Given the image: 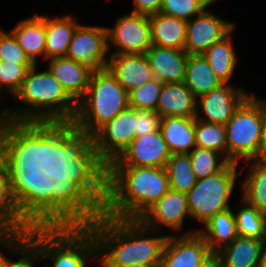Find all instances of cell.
<instances>
[{
  "instance_id": "cell-1",
  "label": "cell",
  "mask_w": 266,
  "mask_h": 267,
  "mask_svg": "<svg viewBox=\"0 0 266 267\" xmlns=\"http://www.w3.org/2000/svg\"><path fill=\"white\" fill-rule=\"evenodd\" d=\"M39 168L55 183L52 228L88 227L103 214L107 165L91 134L72 122H41Z\"/></svg>"
},
{
  "instance_id": "cell-2",
  "label": "cell",
  "mask_w": 266,
  "mask_h": 267,
  "mask_svg": "<svg viewBox=\"0 0 266 267\" xmlns=\"http://www.w3.org/2000/svg\"><path fill=\"white\" fill-rule=\"evenodd\" d=\"M88 228L95 236L96 256L102 267H126L132 264L160 267L168 235H160V231L146 228L138 220L103 214Z\"/></svg>"
},
{
  "instance_id": "cell-3",
  "label": "cell",
  "mask_w": 266,
  "mask_h": 267,
  "mask_svg": "<svg viewBox=\"0 0 266 267\" xmlns=\"http://www.w3.org/2000/svg\"><path fill=\"white\" fill-rule=\"evenodd\" d=\"M169 189L165 167L107 166L103 215L137 220Z\"/></svg>"
},
{
  "instance_id": "cell-4",
  "label": "cell",
  "mask_w": 266,
  "mask_h": 267,
  "mask_svg": "<svg viewBox=\"0 0 266 267\" xmlns=\"http://www.w3.org/2000/svg\"><path fill=\"white\" fill-rule=\"evenodd\" d=\"M34 64L26 73L14 99L26 104L23 108L7 107L0 119L17 122H73L77 103L47 70L38 72Z\"/></svg>"
},
{
  "instance_id": "cell-5",
  "label": "cell",
  "mask_w": 266,
  "mask_h": 267,
  "mask_svg": "<svg viewBox=\"0 0 266 267\" xmlns=\"http://www.w3.org/2000/svg\"><path fill=\"white\" fill-rule=\"evenodd\" d=\"M128 106V92L110 70L104 68L91 74L87 91L77 103V113L72 123L93 135Z\"/></svg>"
},
{
  "instance_id": "cell-6",
  "label": "cell",
  "mask_w": 266,
  "mask_h": 267,
  "mask_svg": "<svg viewBox=\"0 0 266 267\" xmlns=\"http://www.w3.org/2000/svg\"><path fill=\"white\" fill-rule=\"evenodd\" d=\"M27 236L42 259L53 262L43 267H87L90 258H97L96 239L88 227L30 228Z\"/></svg>"
},
{
  "instance_id": "cell-7",
  "label": "cell",
  "mask_w": 266,
  "mask_h": 267,
  "mask_svg": "<svg viewBox=\"0 0 266 267\" xmlns=\"http://www.w3.org/2000/svg\"><path fill=\"white\" fill-rule=\"evenodd\" d=\"M0 139L5 171L39 169L41 161V122L0 119Z\"/></svg>"
},
{
  "instance_id": "cell-8",
  "label": "cell",
  "mask_w": 266,
  "mask_h": 267,
  "mask_svg": "<svg viewBox=\"0 0 266 267\" xmlns=\"http://www.w3.org/2000/svg\"><path fill=\"white\" fill-rule=\"evenodd\" d=\"M238 164L230 162L223 170L196 180L186 194L190 215L204 224L216 213L231 208L229 200L238 178Z\"/></svg>"
},
{
  "instance_id": "cell-9",
  "label": "cell",
  "mask_w": 266,
  "mask_h": 267,
  "mask_svg": "<svg viewBox=\"0 0 266 267\" xmlns=\"http://www.w3.org/2000/svg\"><path fill=\"white\" fill-rule=\"evenodd\" d=\"M264 125L259 104L249 96L225 124L227 159L237 163L257 157Z\"/></svg>"
},
{
  "instance_id": "cell-10",
  "label": "cell",
  "mask_w": 266,
  "mask_h": 267,
  "mask_svg": "<svg viewBox=\"0 0 266 267\" xmlns=\"http://www.w3.org/2000/svg\"><path fill=\"white\" fill-rule=\"evenodd\" d=\"M135 129L136 109L128 106L92 135L94 148L107 166L115 161L135 138Z\"/></svg>"
},
{
  "instance_id": "cell-11",
  "label": "cell",
  "mask_w": 266,
  "mask_h": 267,
  "mask_svg": "<svg viewBox=\"0 0 266 267\" xmlns=\"http://www.w3.org/2000/svg\"><path fill=\"white\" fill-rule=\"evenodd\" d=\"M107 29V47H116L109 55L145 54L152 46L147 15L132 13L117 18L114 27ZM117 50V51H116Z\"/></svg>"
},
{
  "instance_id": "cell-12",
  "label": "cell",
  "mask_w": 266,
  "mask_h": 267,
  "mask_svg": "<svg viewBox=\"0 0 266 267\" xmlns=\"http://www.w3.org/2000/svg\"><path fill=\"white\" fill-rule=\"evenodd\" d=\"M107 29L80 24L69 44L65 57L78 62L92 74L107 68Z\"/></svg>"
},
{
  "instance_id": "cell-13",
  "label": "cell",
  "mask_w": 266,
  "mask_h": 267,
  "mask_svg": "<svg viewBox=\"0 0 266 267\" xmlns=\"http://www.w3.org/2000/svg\"><path fill=\"white\" fill-rule=\"evenodd\" d=\"M249 96L250 93L243 88L222 83L197 98L195 119L225 125Z\"/></svg>"
},
{
  "instance_id": "cell-14",
  "label": "cell",
  "mask_w": 266,
  "mask_h": 267,
  "mask_svg": "<svg viewBox=\"0 0 266 267\" xmlns=\"http://www.w3.org/2000/svg\"><path fill=\"white\" fill-rule=\"evenodd\" d=\"M235 24L214 15L209 9L187 21L184 50L188 55H202L214 43L222 40Z\"/></svg>"
},
{
  "instance_id": "cell-15",
  "label": "cell",
  "mask_w": 266,
  "mask_h": 267,
  "mask_svg": "<svg viewBox=\"0 0 266 267\" xmlns=\"http://www.w3.org/2000/svg\"><path fill=\"white\" fill-rule=\"evenodd\" d=\"M210 252L209 246L196 230L190 229L180 236L169 234L160 267H200Z\"/></svg>"
},
{
  "instance_id": "cell-16",
  "label": "cell",
  "mask_w": 266,
  "mask_h": 267,
  "mask_svg": "<svg viewBox=\"0 0 266 267\" xmlns=\"http://www.w3.org/2000/svg\"><path fill=\"white\" fill-rule=\"evenodd\" d=\"M171 153L159 129L135 137L123 153L108 166L165 167Z\"/></svg>"
},
{
  "instance_id": "cell-17",
  "label": "cell",
  "mask_w": 266,
  "mask_h": 267,
  "mask_svg": "<svg viewBox=\"0 0 266 267\" xmlns=\"http://www.w3.org/2000/svg\"><path fill=\"white\" fill-rule=\"evenodd\" d=\"M185 217H191L186 194L169 189L137 220L152 230L162 231L161 228L166 226L178 233L183 228Z\"/></svg>"
},
{
  "instance_id": "cell-18",
  "label": "cell",
  "mask_w": 266,
  "mask_h": 267,
  "mask_svg": "<svg viewBox=\"0 0 266 267\" xmlns=\"http://www.w3.org/2000/svg\"><path fill=\"white\" fill-rule=\"evenodd\" d=\"M109 56L107 68L128 93L155 78L145 54Z\"/></svg>"
},
{
  "instance_id": "cell-19",
  "label": "cell",
  "mask_w": 266,
  "mask_h": 267,
  "mask_svg": "<svg viewBox=\"0 0 266 267\" xmlns=\"http://www.w3.org/2000/svg\"><path fill=\"white\" fill-rule=\"evenodd\" d=\"M145 55L156 79L162 83L184 82L189 56L185 50L152 45Z\"/></svg>"
},
{
  "instance_id": "cell-20",
  "label": "cell",
  "mask_w": 266,
  "mask_h": 267,
  "mask_svg": "<svg viewBox=\"0 0 266 267\" xmlns=\"http://www.w3.org/2000/svg\"><path fill=\"white\" fill-rule=\"evenodd\" d=\"M156 111L161 118L168 116L195 118L197 97L184 82L163 83Z\"/></svg>"
},
{
  "instance_id": "cell-21",
  "label": "cell",
  "mask_w": 266,
  "mask_h": 267,
  "mask_svg": "<svg viewBox=\"0 0 266 267\" xmlns=\"http://www.w3.org/2000/svg\"><path fill=\"white\" fill-rule=\"evenodd\" d=\"M48 69L62 85L68 95L78 103L89 86L91 72L78 62L67 57L53 58L47 61Z\"/></svg>"
},
{
  "instance_id": "cell-22",
  "label": "cell",
  "mask_w": 266,
  "mask_h": 267,
  "mask_svg": "<svg viewBox=\"0 0 266 267\" xmlns=\"http://www.w3.org/2000/svg\"><path fill=\"white\" fill-rule=\"evenodd\" d=\"M6 173L21 220L29 228H34V191H36L37 177L44 172L39 168L29 171H6Z\"/></svg>"
},
{
  "instance_id": "cell-23",
  "label": "cell",
  "mask_w": 266,
  "mask_h": 267,
  "mask_svg": "<svg viewBox=\"0 0 266 267\" xmlns=\"http://www.w3.org/2000/svg\"><path fill=\"white\" fill-rule=\"evenodd\" d=\"M29 229L0 228V247L7 250L18 261L8 256L4 267H34L35 262L42 260L39 247L27 236Z\"/></svg>"
},
{
  "instance_id": "cell-24",
  "label": "cell",
  "mask_w": 266,
  "mask_h": 267,
  "mask_svg": "<svg viewBox=\"0 0 266 267\" xmlns=\"http://www.w3.org/2000/svg\"><path fill=\"white\" fill-rule=\"evenodd\" d=\"M46 32L45 40V60L65 57L72 41L73 35L80 25L75 16L68 14L50 18L44 16Z\"/></svg>"
},
{
  "instance_id": "cell-25",
  "label": "cell",
  "mask_w": 266,
  "mask_h": 267,
  "mask_svg": "<svg viewBox=\"0 0 266 267\" xmlns=\"http://www.w3.org/2000/svg\"><path fill=\"white\" fill-rule=\"evenodd\" d=\"M152 45L184 50L187 21L160 12L148 16Z\"/></svg>"
},
{
  "instance_id": "cell-26",
  "label": "cell",
  "mask_w": 266,
  "mask_h": 267,
  "mask_svg": "<svg viewBox=\"0 0 266 267\" xmlns=\"http://www.w3.org/2000/svg\"><path fill=\"white\" fill-rule=\"evenodd\" d=\"M266 240L237 236L217 253L222 267H259Z\"/></svg>"
},
{
  "instance_id": "cell-27",
  "label": "cell",
  "mask_w": 266,
  "mask_h": 267,
  "mask_svg": "<svg viewBox=\"0 0 266 267\" xmlns=\"http://www.w3.org/2000/svg\"><path fill=\"white\" fill-rule=\"evenodd\" d=\"M9 31L34 64H37V58H40V56L45 61L46 32L44 16L33 13L32 17L19 21Z\"/></svg>"
},
{
  "instance_id": "cell-28",
  "label": "cell",
  "mask_w": 266,
  "mask_h": 267,
  "mask_svg": "<svg viewBox=\"0 0 266 267\" xmlns=\"http://www.w3.org/2000/svg\"><path fill=\"white\" fill-rule=\"evenodd\" d=\"M160 130L171 154L189 153L195 146V118H160Z\"/></svg>"
},
{
  "instance_id": "cell-29",
  "label": "cell",
  "mask_w": 266,
  "mask_h": 267,
  "mask_svg": "<svg viewBox=\"0 0 266 267\" xmlns=\"http://www.w3.org/2000/svg\"><path fill=\"white\" fill-rule=\"evenodd\" d=\"M234 213L231 208L216 213L203 224L206 230H198L211 252L219 251L238 236Z\"/></svg>"
},
{
  "instance_id": "cell-30",
  "label": "cell",
  "mask_w": 266,
  "mask_h": 267,
  "mask_svg": "<svg viewBox=\"0 0 266 267\" xmlns=\"http://www.w3.org/2000/svg\"><path fill=\"white\" fill-rule=\"evenodd\" d=\"M234 29L222 40L214 43L202 55L208 61L216 77L222 82L229 84L234 69L237 67V55L231 39Z\"/></svg>"
},
{
  "instance_id": "cell-31",
  "label": "cell",
  "mask_w": 266,
  "mask_h": 267,
  "mask_svg": "<svg viewBox=\"0 0 266 267\" xmlns=\"http://www.w3.org/2000/svg\"><path fill=\"white\" fill-rule=\"evenodd\" d=\"M185 85L198 98L222 84L203 55H189Z\"/></svg>"
},
{
  "instance_id": "cell-32",
  "label": "cell",
  "mask_w": 266,
  "mask_h": 267,
  "mask_svg": "<svg viewBox=\"0 0 266 267\" xmlns=\"http://www.w3.org/2000/svg\"><path fill=\"white\" fill-rule=\"evenodd\" d=\"M246 163L250 164V169H248L250 172L242 182L241 199L266 213V160L254 158Z\"/></svg>"
},
{
  "instance_id": "cell-33",
  "label": "cell",
  "mask_w": 266,
  "mask_h": 267,
  "mask_svg": "<svg viewBox=\"0 0 266 267\" xmlns=\"http://www.w3.org/2000/svg\"><path fill=\"white\" fill-rule=\"evenodd\" d=\"M55 183L45 173L37 177L34 191V228H52V195Z\"/></svg>"
},
{
  "instance_id": "cell-34",
  "label": "cell",
  "mask_w": 266,
  "mask_h": 267,
  "mask_svg": "<svg viewBox=\"0 0 266 267\" xmlns=\"http://www.w3.org/2000/svg\"><path fill=\"white\" fill-rule=\"evenodd\" d=\"M165 169L170 189L187 194L196 183L188 153L171 154Z\"/></svg>"
},
{
  "instance_id": "cell-35",
  "label": "cell",
  "mask_w": 266,
  "mask_h": 267,
  "mask_svg": "<svg viewBox=\"0 0 266 267\" xmlns=\"http://www.w3.org/2000/svg\"><path fill=\"white\" fill-rule=\"evenodd\" d=\"M241 200V209L234 213L238 236L266 240V213Z\"/></svg>"
},
{
  "instance_id": "cell-36",
  "label": "cell",
  "mask_w": 266,
  "mask_h": 267,
  "mask_svg": "<svg viewBox=\"0 0 266 267\" xmlns=\"http://www.w3.org/2000/svg\"><path fill=\"white\" fill-rule=\"evenodd\" d=\"M188 154L196 179L218 173L230 163L223 154L202 147L195 146Z\"/></svg>"
},
{
  "instance_id": "cell-37",
  "label": "cell",
  "mask_w": 266,
  "mask_h": 267,
  "mask_svg": "<svg viewBox=\"0 0 266 267\" xmlns=\"http://www.w3.org/2000/svg\"><path fill=\"white\" fill-rule=\"evenodd\" d=\"M196 146L216 151L227 158L226 127L195 119Z\"/></svg>"
},
{
  "instance_id": "cell-38",
  "label": "cell",
  "mask_w": 266,
  "mask_h": 267,
  "mask_svg": "<svg viewBox=\"0 0 266 267\" xmlns=\"http://www.w3.org/2000/svg\"><path fill=\"white\" fill-rule=\"evenodd\" d=\"M0 228L30 229L20 218L4 168L0 171Z\"/></svg>"
},
{
  "instance_id": "cell-39",
  "label": "cell",
  "mask_w": 266,
  "mask_h": 267,
  "mask_svg": "<svg viewBox=\"0 0 266 267\" xmlns=\"http://www.w3.org/2000/svg\"><path fill=\"white\" fill-rule=\"evenodd\" d=\"M163 83L154 78L128 93L129 107L137 110L156 111Z\"/></svg>"
},
{
  "instance_id": "cell-40",
  "label": "cell",
  "mask_w": 266,
  "mask_h": 267,
  "mask_svg": "<svg viewBox=\"0 0 266 267\" xmlns=\"http://www.w3.org/2000/svg\"><path fill=\"white\" fill-rule=\"evenodd\" d=\"M34 63H16L0 60V94L13 95L19 90L27 71Z\"/></svg>"
},
{
  "instance_id": "cell-41",
  "label": "cell",
  "mask_w": 266,
  "mask_h": 267,
  "mask_svg": "<svg viewBox=\"0 0 266 267\" xmlns=\"http://www.w3.org/2000/svg\"><path fill=\"white\" fill-rule=\"evenodd\" d=\"M204 10L198 0H162L160 13L189 21Z\"/></svg>"
},
{
  "instance_id": "cell-42",
  "label": "cell",
  "mask_w": 266,
  "mask_h": 267,
  "mask_svg": "<svg viewBox=\"0 0 266 267\" xmlns=\"http://www.w3.org/2000/svg\"><path fill=\"white\" fill-rule=\"evenodd\" d=\"M0 60L16 63H33L18 44L14 35L0 28Z\"/></svg>"
},
{
  "instance_id": "cell-43",
  "label": "cell",
  "mask_w": 266,
  "mask_h": 267,
  "mask_svg": "<svg viewBox=\"0 0 266 267\" xmlns=\"http://www.w3.org/2000/svg\"><path fill=\"white\" fill-rule=\"evenodd\" d=\"M160 118L157 111L136 109L135 137L158 131L160 129Z\"/></svg>"
},
{
  "instance_id": "cell-44",
  "label": "cell",
  "mask_w": 266,
  "mask_h": 267,
  "mask_svg": "<svg viewBox=\"0 0 266 267\" xmlns=\"http://www.w3.org/2000/svg\"><path fill=\"white\" fill-rule=\"evenodd\" d=\"M134 4L132 13L149 16L160 12L162 0H134Z\"/></svg>"
},
{
  "instance_id": "cell-45",
  "label": "cell",
  "mask_w": 266,
  "mask_h": 267,
  "mask_svg": "<svg viewBox=\"0 0 266 267\" xmlns=\"http://www.w3.org/2000/svg\"><path fill=\"white\" fill-rule=\"evenodd\" d=\"M200 267H222V260L217 252H210Z\"/></svg>"
},
{
  "instance_id": "cell-46",
  "label": "cell",
  "mask_w": 266,
  "mask_h": 267,
  "mask_svg": "<svg viewBox=\"0 0 266 267\" xmlns=\"http://www.w3.org/2000/svg\"><path fill=\"white\" fill-rule=\"evenodd\" d=\"M257 159L259 160H266V124L264 123L262 134H261V141L257 152Z\"/></svg>"
},
{
  "instance_id": "cell-47",
  "label": "cell",
  "mask_w": 266,
  "mask_h": 267,
  "mask_svg": "<svg viewBox=\"0 0 266 267\" xmlns=\"http://www.w3.org/2000/svg\"><path fill=\"white\" fill-rule=\"evenodd\" d=\"M250 96L259 104L262 110L263 116H264V123L266 124V98L259 99L258 97L254 95V93H250Z\"/></svg>"
},
{
  "instance_id": "cell-48",
  "label": "cell",
  "mask_w": 266,
  "mask_h": 267,
  "mask_svg": "<svg viewBox=\"0 0 266 267\" xmlns=\"http://www.w3.org/2000/svg\"><path fill=\"white\" fill-rule=\"evenodd\" d=\"M198 1L205 9H208V7H210V5L213 4V2H215L216 0H198Z\"/></svg>"
},
{
  "instance_id": "cell-49",
  "label": "cell",
  "mask_w": 266,
  "mask_h": 267,
  "mask_svg": "<svg viewBox=\"0 0 266 267\" xmlns=\"http://www.w3.org/2000/svg\"><path fill=\"white\" fill-rule=\"evenodd\" d=\"M259 267H266V245L262 253V258L260 260Z\"/></svg>"
},
{
  "instance_id": "cell-50",
  "label": "cell",
  "mask_w": 266,
  "mask_h": 267,
  "mask_svg": "<svg viewBox=\"0 0 266 267\" xmlns=\"http://www.w3.org/2000/svg\"><path fill=\"white\" fill-rule=\"evenodd\" d=\"M3 147L0 139V171L3 169Z\"/></svg>"
},
{
  "instance_id": "cell-51",
  "label": "cell",
  "mask_w": 266,
  "mask_h": 267,
  "mask_svg": "<svg viewBox=\"0 0 266 267\" xmlns=\"http://www.w3.org/2000/svg\"><path fill=\"white\" fill-rule=\"evenodd\" d=\"M6 258H7L6 254L0 251V267H4Z\"/></svg>"
},
{
  "instance_id": "cell-52",
  "label": "cell",
  "mask_w": 266,
  "mask_h": 267,
  "mask_svg": "<svg viewBox=\"0 0 266 267\" xmlns=\"http://www.w3.org/2000/svg\"><path fill=\"white\" fill-rule=\"evenodd\" d=\"M126 267H149V266L140 265V264H132V265H129V266H126Z\"/></svg>"
}]
</instances>
